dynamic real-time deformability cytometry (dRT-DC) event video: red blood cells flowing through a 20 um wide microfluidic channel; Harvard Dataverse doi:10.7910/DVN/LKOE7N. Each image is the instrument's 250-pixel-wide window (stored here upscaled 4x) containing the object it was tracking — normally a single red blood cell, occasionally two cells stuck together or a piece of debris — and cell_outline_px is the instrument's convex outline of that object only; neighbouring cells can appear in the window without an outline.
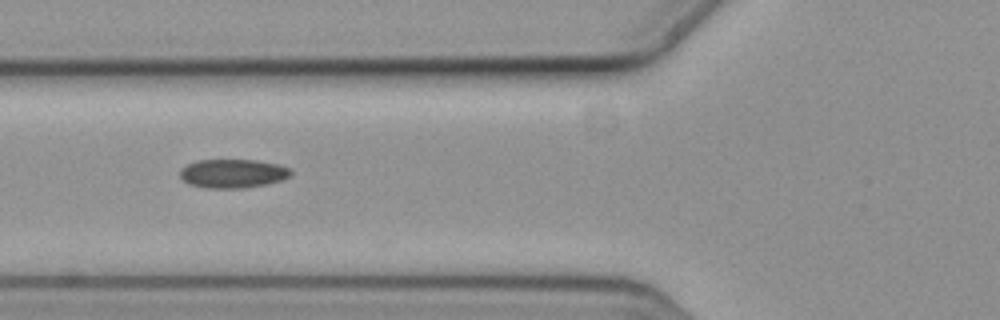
{"species": "common noctule bat (a hibernating species)", "species_latin": "Nyctalus noctula", "temperature_condition": "cold", "stored_images_in_passage": 10, "segment_of_instrument_passage": [1, 2], "camera_frame_rate_fps": 3000, "um_per_image_px": 0.085, "animal": {"sex": "female", "body_mass_g": 19.3, "forearm_length_mm": 54.1}, "frame": {"image": 1, "passage_image": 2, "time_ms": 0.333, "image_size_px": [1000, 320], "cell_outline_px": [[292, 176], [284, 180], [244, 188], [208, 188], [188, 184], [180, 176], [180, 168], [196, 160], [256, 160], [280, 164], [292, 168]], "centroid_in_image_um": [19.84, 14.74], "position_along_channel_um": 106.0, "area_um2": 18.84}}
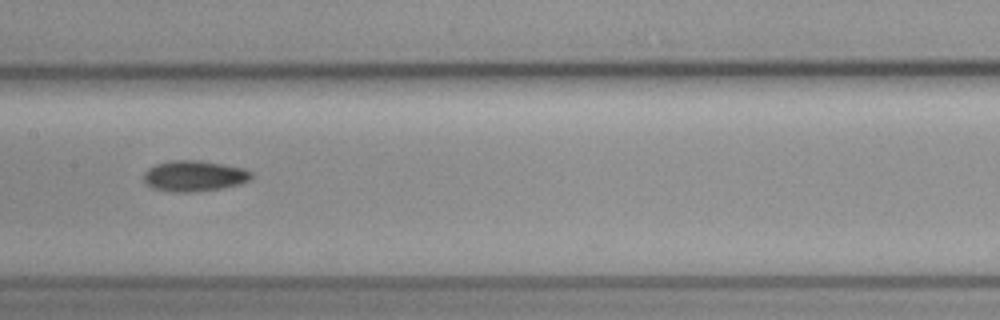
{"frame": {"image": 2, "passage_image": 4, "time_ms": 1.0, "image_size_px": [1000, 320], "cell_outline_px": [[252, 180], [240, 184], [220, 188], [192, 192], [168, 192], [152, 188], [144, 184], [144, 172], [148, 168], [156, 164], [168, 160], [200, 160], [224, 164], [244, 168], [252, 172]], "centroid_in_image_um": [16.49, 14.95], "position_along_channel_um": 190.9, "area_um2": 19.65}}
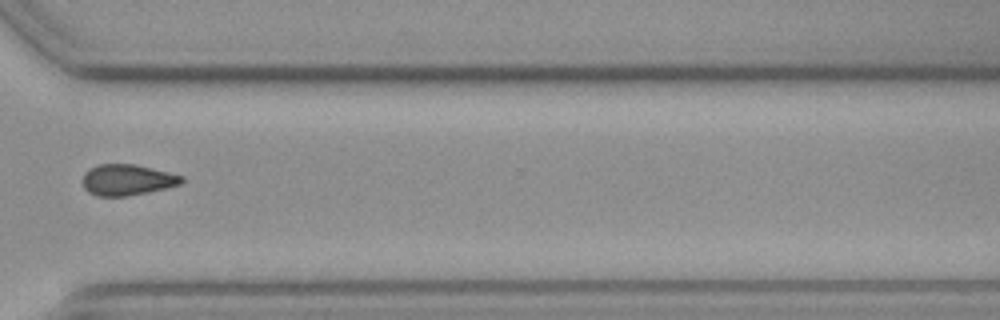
{"frame": {"image": 3, "passage_image": 8, "time_ms": 2.333, "image_size_px": [1000, 320], "cell_outline_px": [[184, 180], [180, 184], [168, 188], [128, 196], [96, 196], [88, 192], [84, 188], [84, 172], [88, 168], [100, 164], [136, 164], [184, 176]], "centroid_in_image_um": [10.82, 15.29], "position_along_channel_um": 359.8, "area_um2": 17.98}}